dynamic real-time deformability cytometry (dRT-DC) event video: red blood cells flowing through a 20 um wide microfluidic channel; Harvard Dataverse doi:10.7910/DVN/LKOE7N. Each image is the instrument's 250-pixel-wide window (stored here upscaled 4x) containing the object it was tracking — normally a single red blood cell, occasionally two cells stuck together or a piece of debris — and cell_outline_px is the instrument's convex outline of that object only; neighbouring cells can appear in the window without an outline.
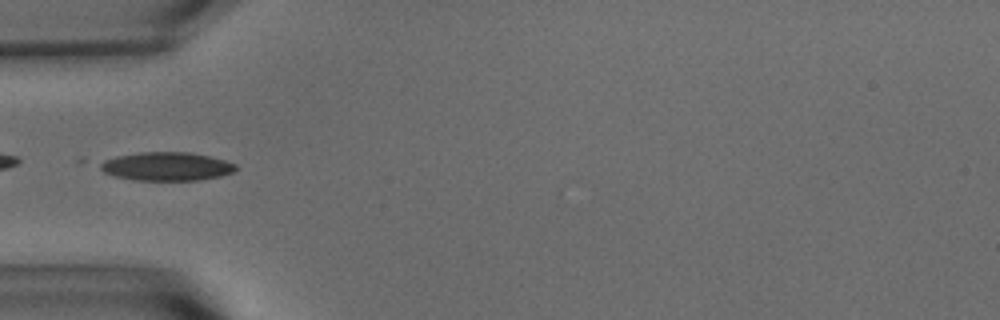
{"species": "common noctule bat (a hibernating species)", "species_latin": "Nyctalus noctula", "temperature_condition": "warm", "stored_images_in_passage": 38, "camera_frame_rate_fps": 3000, "um_per_image_px": 0.085, "animal": {"sex": "male", "body_mass_g": 15.6}, "frame": {"image": 1, "passage_image": 1, "time_ms": 0.0, "image_size_px": [1000, 320], "cell_outline_px": [[236, 168], [232, 172], [220, 176], [200, 180], [136, 180], [116, 176], [104, 172], [100, 168], [100, 164], [104, 160], [116, 156], [140, 152], [192, 152], [224, 160], [236, 164]], "centroid_in_image_um": [14.16, 14.14], "position_along_channel_um": 70.8, "area_um2": 22.37}}
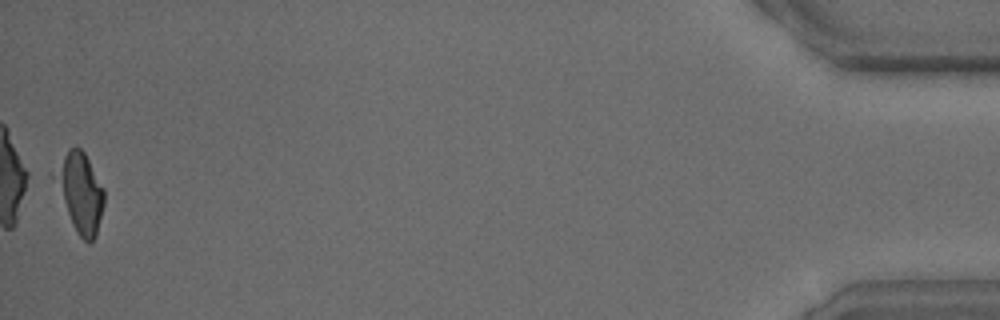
{"frame": {"image": 2, "passage_image": 38, "time_ms": 12.333, "image_size_px": [1000, 320], "cell_outline_px": [[104, 204], [96, 236], [88, 244], [80, 236], [72, 224], [52, 176], [68, 148], [80, 148], [84, 152], [104, 188]], "centroid_in_image_um": [6.83, 16.36], "position_along_channel_um": 428.4, "area_um2": 22.2}, "authors_computed_cell_mechanics": {"area_um2": 21.5305, "velocity_mm_per_s": 3.6363, "shape_relaxation_time_tau1_ms": 5.9672, "shape_relaxation_time_tau2_ms": 1.9395, "deformation_change_tau1": 0.191, "deformation_change_tau2": 0.0711}}